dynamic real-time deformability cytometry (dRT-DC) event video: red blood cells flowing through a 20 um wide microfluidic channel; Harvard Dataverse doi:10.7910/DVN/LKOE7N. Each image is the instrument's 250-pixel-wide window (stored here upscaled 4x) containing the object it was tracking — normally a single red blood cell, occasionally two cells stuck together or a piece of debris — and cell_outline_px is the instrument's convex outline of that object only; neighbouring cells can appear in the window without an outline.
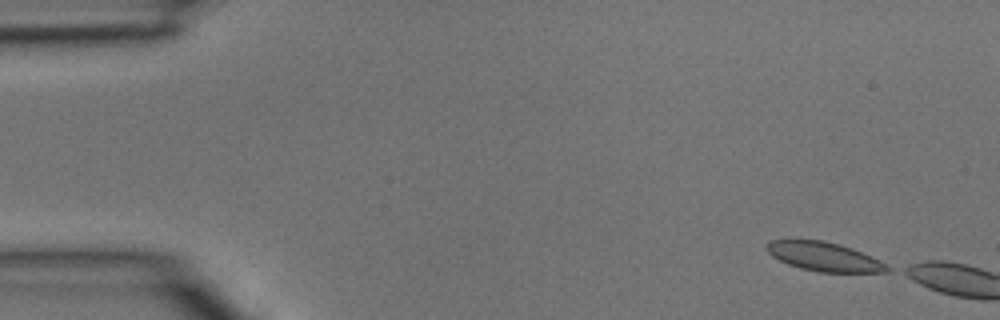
{"species": "common noctule bat (a hibernating species)", "species_latin": "Nyctalus noctula", "temperature_condition": "room temperature", "stored_images_in_passage": 3, "camera_frame_rate_fps": 3000, "um_per_image_px": 0.085, "animal": {"sex": "male", "body_mass_g": 15.6}, "frame": {"image": 1, "passage_image": 1, "time_ms": 0.0, "image_size_px": [1000, 320], "cell_outline_px": [[892, 268], [888, 272], [820, 272], [800, 268], [788, 264], [772, 256], [768, 252], [764, 244], [772, 240], [820, 240], [840, 244], [852, 248], [872, 256], [880, 260]], "centroid_in_image_um": [70.07, 21.82], "position_along_channel_um": 14.9, "area_um2": 20.35}}